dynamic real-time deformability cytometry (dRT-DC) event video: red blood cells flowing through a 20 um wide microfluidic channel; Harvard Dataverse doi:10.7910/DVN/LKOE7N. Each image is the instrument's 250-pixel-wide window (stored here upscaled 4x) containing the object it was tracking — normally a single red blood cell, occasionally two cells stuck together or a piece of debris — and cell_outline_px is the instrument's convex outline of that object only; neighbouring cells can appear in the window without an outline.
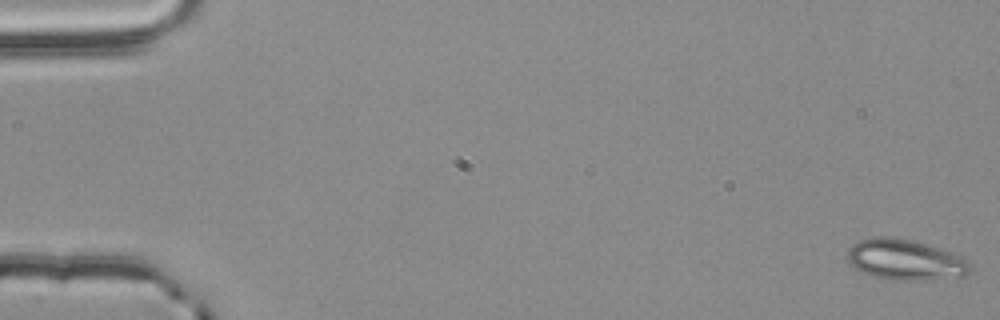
{"species": "common noctule bat (a hibernating species)", "species_latin": "Nyctalus noctula", "temperature_condition": "room temperature", "stored_images_in_passage": 53, "camera_frame_rate_fps": 3000, "um_per_image_px": 0.085, "animal": {"sex": "male", "body_mass_g": 20.4}, "frame": {"image": 1, "passage_image": 1, "time_ms": 0.0, "image_size_px": [1000, 320], "cell_outline_px": [[972, 272], [964, 276], [924, 280], [884, 280], [872, 276], [856, 268], [848, 260], [848, 248], [852, 244], [860, 240], [876, 236], [888, 236], [912, 240], [952, 252], [964, 256], [972, 264]], "centroid_in_image_um": [77.0, 22.08], "position_along_channel_um": 8.0, "area_um2": 29.42}}
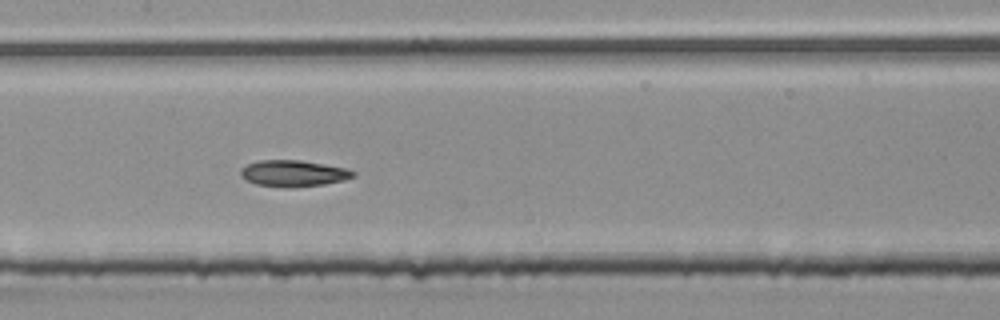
{"frame": {"image": 2, "passage_image": 28, "time_ms": 9.0, "image_size_px": [1000, 320], "cell_outline_px": [[356, 176], [344, 180], [324, 184], [292, 188], [288, 188], [256, 184], [244, 180], [240, 176], [240, 168], [248, 164], [260, 160], [300, 160], [324, 164], [344, 168], [356, 172]], "centroid_in_image_um": [24.91, 14.74], "position_along_channel_um": 182.5, "area_um2": 17.4}}
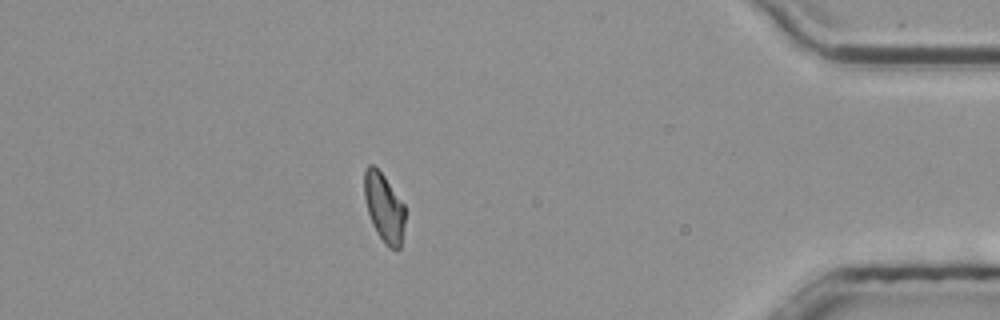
{"frame": {"image": 3, "passage_image": 49, "time_ms": 16.0, "image_size_px": [1000, 320], "cell_outline_px": [[404, 224], [400, 248], [396, 252], [388, 248], [384, 244], [376, 232], [372, 224], [368, 212], [364, 196], [364, 172], [368, 164], [372, 164], [384, 176], [404, 204]], "centroid_in_image_um": [32.64, 17.69], "position_along_channel_um": 402.6, "area_um2": 16.36}, "authors_computed_cell_mechanics": {"area_um2": 17.3978, "velocity_mm_per_s": 3.7789, "shape_relaxation_time_tau1_ms": null, "shape_relaxation_time_tau2_ms": 2.821, "deformation_change_tau1": null, "deformation_change_tau2": 0.0755}}